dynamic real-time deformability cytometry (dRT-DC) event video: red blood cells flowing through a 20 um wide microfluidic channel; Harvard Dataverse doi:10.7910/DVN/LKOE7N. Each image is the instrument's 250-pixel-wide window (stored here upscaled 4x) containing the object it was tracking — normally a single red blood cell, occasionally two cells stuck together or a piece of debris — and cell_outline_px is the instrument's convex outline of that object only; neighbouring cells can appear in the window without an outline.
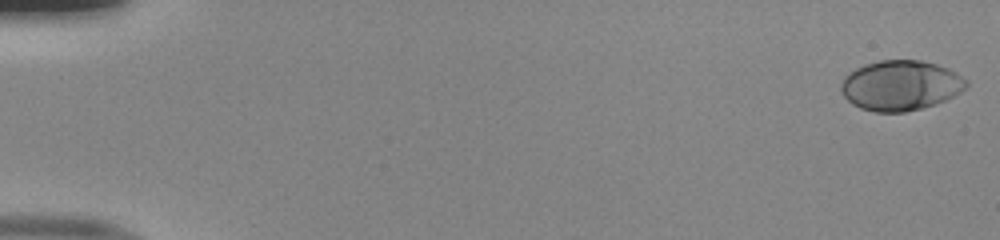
{"species": "human", "species_latin": "Homo sapiens", "temperature_condition": "room temperature", "stored_images_in_passage": 52, "camera_frame_rate_fps": 3000, "um_per_image_px": 0.085, "donor": {"sex": "male"}, "frame": {"image": 1, "passage_image": 1, "time_ms": 0.0, "image_size_px": [1000, 240], "cell_outline_px": [[968, 84], [960, 92], [936, 104], [904, 112], [876, 112], [860, 108], [852, 104], [840, 92], [840, 84], [844, 76], [856, 68], [864, 64], [880, 60], [920, 60], [936, 64], [948, 68], [968, 80]], "centroid_in_image_um": [76.52, 7.26], "position_along_channel_um": 8.5, "area_um2": 36.59}}
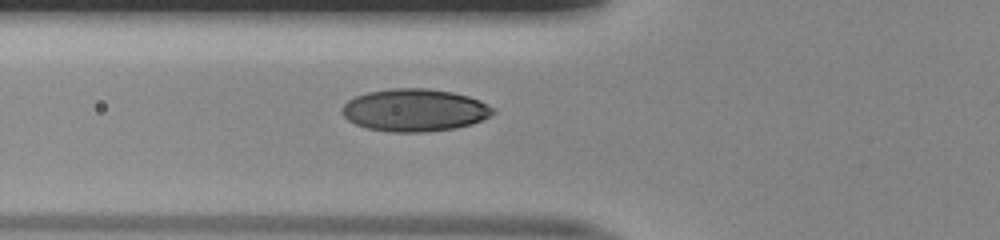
{"frame": {"image": 2, "passage_image": 20, "time_ms": 6.333, "image_size_px": [1000, 240], "cell_outline_px": [[496, 112], [472, 124], [452, 128], [420, 132], [388, 132], [368, 128], [356, 124], [348, 120], [340, 112], [340, 108], [348, 100], [356, 96], [368, 92], [392, 88], [428, 88], [452, 92], [468, 96], [480, 100], [492, 108]], "centroid_in_image_um": [35.2, 9.35], "position_along_channel_um": 90.6, "area_um2": 37.22}}
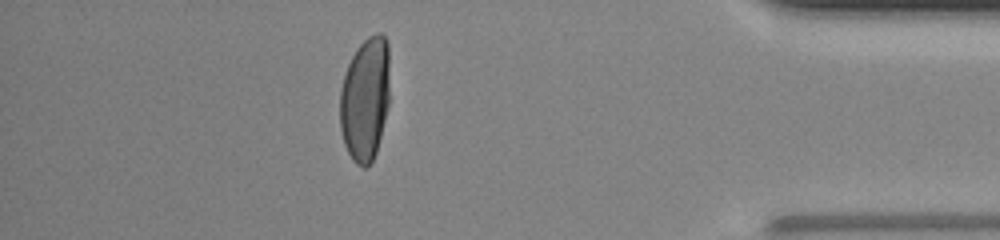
{"frame": {"image": 3, "passage_image": 46, "time_ms": 15.0, "image_size_px": [1000, 240], "cell_outline_px": [[388, 104], [376, 152], [372, 160], [364, 168], [356, 164], [352, 160], [344, 144], [340, 128], [340, 88], [348, 64], [356, 48], [368, 36], [376, 32], [380, 32], [384, 36], [388, 44]], "centroid_in_image_um": [31.02, 8.4], "position_along_channel_um": 404.2, "area_um2": 35.78}, "authors_computed_cell_mechanics": {"area_um2": 36.1539, "velocity_mm_per_s": 4.0219, "shape_relaxation_time_tau1_ms": 4.0047, "shape_relaxation_time_tau2_ms": null, "deformation_change_tau1": 0.1931, "deformation_change_tau2": null}}